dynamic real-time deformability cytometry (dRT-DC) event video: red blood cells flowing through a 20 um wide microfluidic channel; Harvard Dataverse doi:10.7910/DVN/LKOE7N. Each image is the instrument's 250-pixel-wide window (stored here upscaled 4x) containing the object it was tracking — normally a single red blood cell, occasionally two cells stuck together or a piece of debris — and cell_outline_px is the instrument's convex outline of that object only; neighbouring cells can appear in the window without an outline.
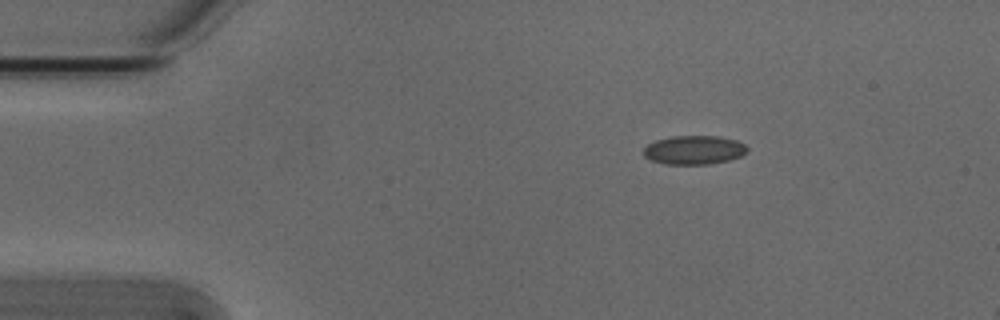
{"species": "Egyptian fruit bat (a non-hibernating species)", "species_latin": "Rousettus aegyptiacus", "temperature_condition": "cold", "stored_images_in_passage": 2, "camera_frame_rate_fps": 3000, "um_per_image_px": 0.085, "animal": {"sex": "male"}, "frame": {"image": 1, "passage_image": 1, "time_ms": 0.0, "image_size_px": [1000, 320], "cell_outline_px": [[748, 152], [740, 156], [728, 160], [708, 164], [664, 164], [652, 160], [644, 156], [644, 148], [648, 144], [656, 140], [672, 136], [716, 136], [736, 140], [744, 144], [748, 148]], "centroid_in_image_um": [59.0, 12.74], "position_along_channel_um": 26.0, "area_um2": 17.34}}